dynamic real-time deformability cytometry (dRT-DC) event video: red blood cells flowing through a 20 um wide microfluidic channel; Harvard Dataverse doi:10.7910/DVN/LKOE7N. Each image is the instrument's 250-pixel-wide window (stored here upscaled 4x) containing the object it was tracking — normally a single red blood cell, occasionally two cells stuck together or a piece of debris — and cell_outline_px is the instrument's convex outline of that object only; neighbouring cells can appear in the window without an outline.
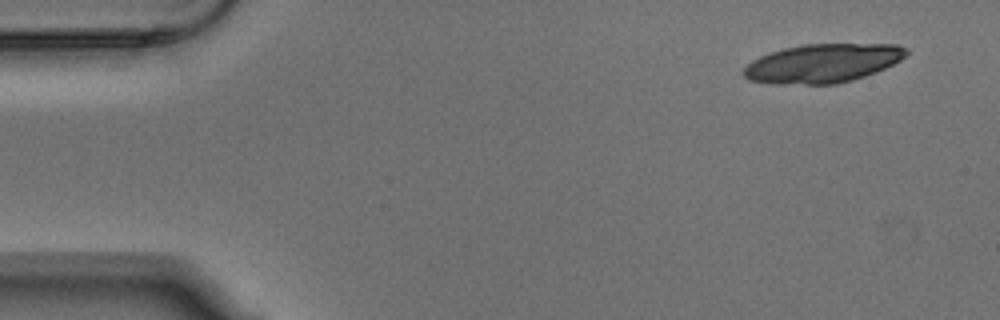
{"species": "Egyptian fruit bat (a non-hibernating species)", "species_latin": "Rousettus aegyptiacus", "temperature_condition": "warm", "stored_images_in_passage": 10, "camera_frame_rate_fps": 3000, "um_per_image_px": 0.085, "animal": {"sex": "male"}, "frame": {"image": 1, "passage_image": 1, "time_ms": 0.0, "image_size_px": [1000, 320], "cell_outline_px": [[908, 52], [900, 60], [876, 72], [852, 80], [836, 84], [768, 84], [748, 80], [740, 72], [752, 60], [760, 56], [784, 48], [804, 44], [896, 44], [908, 48]], "centroid_in_image_um": [69.89, 5.38], "position_along_channel_um": 15.1, "area_um2": 36.88}}
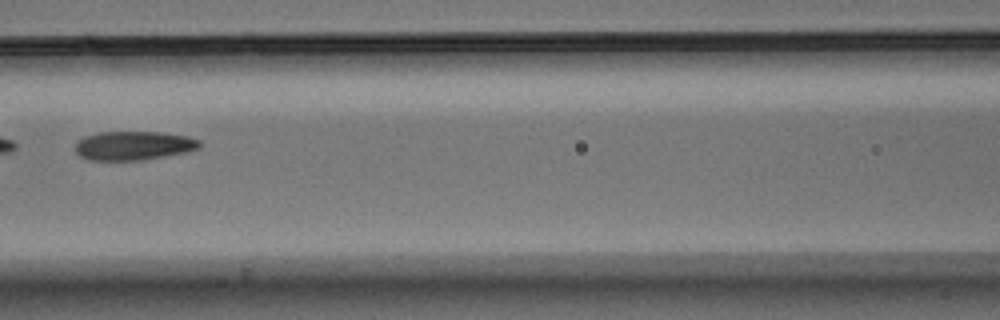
{"frame": {"image": 2, "passage_image": 6, "time_ms": 1.667, "image_size_px": [1000, 320], "cell_outline_px": [[200, 148], [188, 152], [144, 160], [88, 160], [80, 156], [76, 152], [76, 144], [84, 136], [100, 132], [160, 132], [188, 136], [200, 140]], "centroid_in_image_um": [11.39, 12.38], "position_along_channel_um": 155.2, "area_um2": 21.04}}
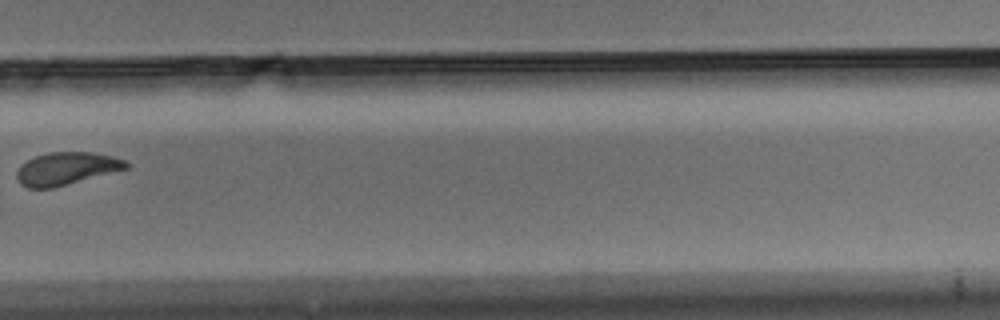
{"frame": {"image": 3, "passage_image": 10, "time_ms": 3.0, "image_size_px": [1000, 320], "cell_outline_px": [[128, 168], [52, 188], [28, 188], [20, 184], [16, 180], [16, 172], [20, 164], [36, 156], [48, 152], [92, 152], [112, 156], [124, 160], [128, 164]], "centroid_in_image_um": [5.58, 14.33], "position_along_channel_um": 324.2, "area_um2": 20.69}}